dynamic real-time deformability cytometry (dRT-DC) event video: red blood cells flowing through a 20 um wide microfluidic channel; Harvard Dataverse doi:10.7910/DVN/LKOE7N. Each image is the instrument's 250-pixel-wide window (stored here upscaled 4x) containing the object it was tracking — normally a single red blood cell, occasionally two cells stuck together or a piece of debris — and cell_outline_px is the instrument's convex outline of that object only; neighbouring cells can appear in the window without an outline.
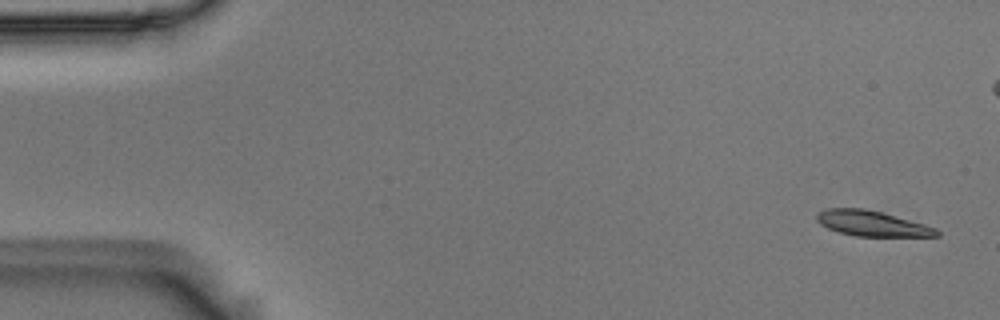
{"species": "Egyptian fruit bat (a non-hibernating species)", "species_latin": "Rousettus aegyptiacus", "temperature_condition": "room temperature", "stored_images_in_passage": 5, "camera_frame_rate_fps": 3000, "um_per_image_px": 0.085, "animal": {"sex": "male"}, "frame": {"image": 1, "passage_image": 1, "time_ms": 0.0, "image_size_px": [1000, 320], "cell_outline_px": [[940, 236], [856, 236], [840, 232], [828, 228], [820, 224], [816, 220], [816, 216], [820, 212], [828, 208], [864, 208], [880, 212], [924, 224], [936, 228], [940, 232]], "centroid_in_image_um": [74.11, 19.0], "position_along_channel_um": 10.9, "area_um2": 17.46}}